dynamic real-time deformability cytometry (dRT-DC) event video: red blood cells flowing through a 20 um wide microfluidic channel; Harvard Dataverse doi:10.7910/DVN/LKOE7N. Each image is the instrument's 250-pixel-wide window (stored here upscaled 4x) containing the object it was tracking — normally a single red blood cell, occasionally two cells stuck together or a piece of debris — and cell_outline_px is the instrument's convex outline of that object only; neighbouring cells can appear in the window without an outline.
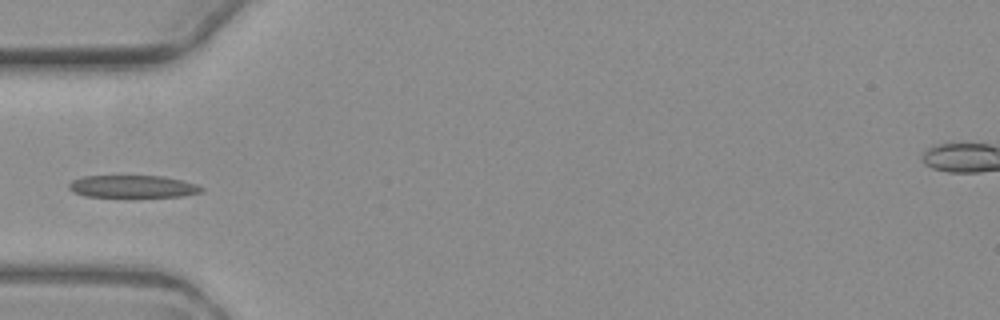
{"species": "common noctule bat (a hibernating species)", "species_latin": "Nyctalus noctula", "temperature_condition": "warm", "stored_images_in_passage": 6, "camera_frame_rate_fps": 3000, "um_per_image_px": 0.085, "animal": {"sex": "female", "body_mass_g": 19.3, "forearm_length_mm": 54.1}, "frame": {"image": 1, "passage_image": 6, "time_ms": 6.0, "image_size_px": [1000, 320], "cell_outline_px": [[204, 192], [184, 196], [84, 196], [72, 192], [68, 188], [68, 184], [72, 180], [80, 176], [164, 176], [196, 184], [204, 188]], "centroid_in_image_um": [11.26, 15.84], "position_along_channel_um": 73.7, "area_um2": 17.22}}